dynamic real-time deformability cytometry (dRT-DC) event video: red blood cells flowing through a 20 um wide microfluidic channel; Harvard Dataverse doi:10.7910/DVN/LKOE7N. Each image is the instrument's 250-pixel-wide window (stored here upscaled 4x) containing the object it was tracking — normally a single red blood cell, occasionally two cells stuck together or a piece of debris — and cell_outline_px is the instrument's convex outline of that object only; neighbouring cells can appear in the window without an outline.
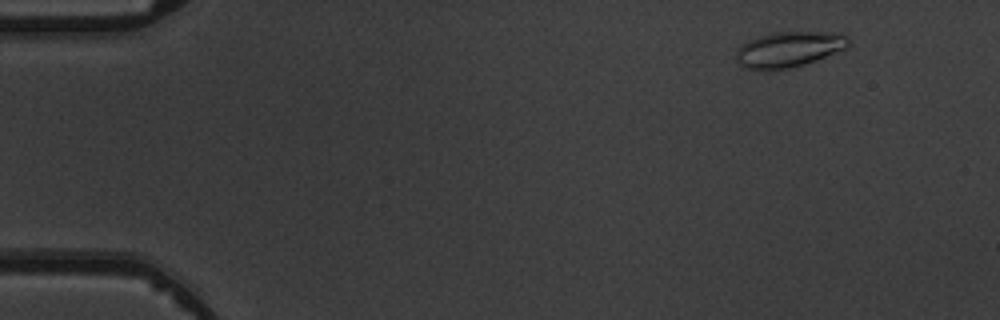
{"species": "common noctule bat (a hibernating species)", "species_latin": "Nyctalus noctula", "temperature_condition": "warm", "stored_images_in_passage": 4, "camera_frame_rate_fps": 3000, "um_per_image_px": 0.085, "animal": {"sex": "male", "body_mass_g": 19.5, "forearm_length_mm": 54.6}, "frame": {"image": 1, "passage_image": 1, "time_ms": 0.0, "image_size_px": [1000, 320], "cell_outline_px": [[852, 40], [848, 48], [804, 64], [788, 68], [764, 72], [744, 68], [740, 64], [736, 56], [736, 48], [748, 40], [772, 32], [844, 32]], "centroid_in_image_um": [67.08, 4.19], "position_along_channel_um": 17.9, "area_um2": 23.81}}